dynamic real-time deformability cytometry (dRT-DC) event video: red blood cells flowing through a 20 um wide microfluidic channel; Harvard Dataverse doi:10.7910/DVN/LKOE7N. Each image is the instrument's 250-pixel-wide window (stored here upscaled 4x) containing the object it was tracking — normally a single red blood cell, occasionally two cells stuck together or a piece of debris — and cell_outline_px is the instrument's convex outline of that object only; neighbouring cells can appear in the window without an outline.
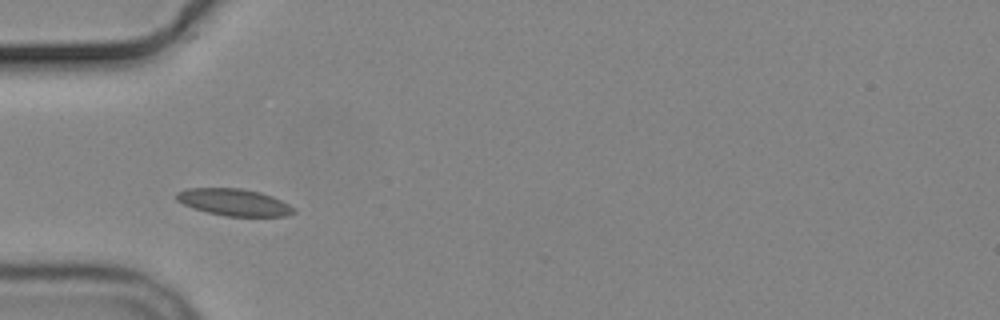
{"species": "common noctule bat (a hibernating species)", "species_latin": "Nyctalus noctula", "temperature_condition": "cold", "stored_images_in_passage": 3, "camera_frame_rate_fps": 3000, "um_per_image_px": 0.085, "animal": {"sex": "male", "body_mass_g": 19.2, "forearm_length_mm": 51.8}, "frame": {"image": 1, "passage_image": 2, "time_ms": 2.0, "image_size_px": [1000, 320], "cell_outline_px": [[296, 212], [288, 216], [224, 216], [208, 212], [184, 204], [176, 200], [176, 192], [188, 188], [240, 188], [260, 192], [272, 196], [296, 208]], "centroid_in_image_um": [19.92, 17.19], "position_along_channel_um": 65.1, "area_um2": 18.32}}
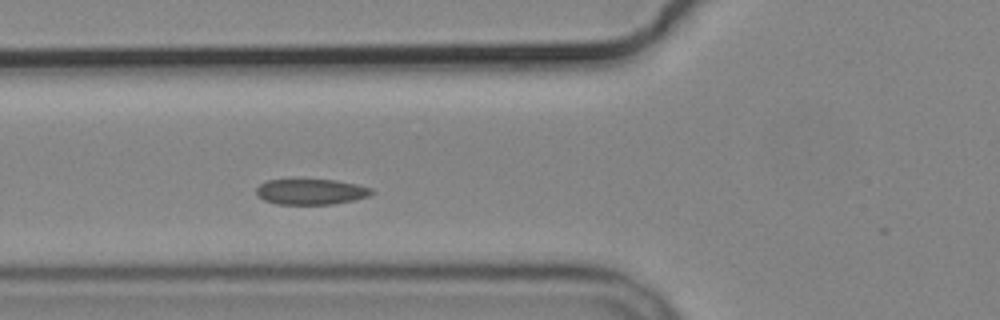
{"frame": {"image": 2, "passage_image": 3, "time_ms": 3.0, "image_size_px": [1000, 320], "cell_outline_px": [[376, 192], [368, 196], [352, 200], [332, 204], [276, 204], [264, 200], [256, 192], [256, 188], [260, 184], [268, 180], [336, 180], [356, 184], [372, 188]], "centroid_in_image_um": [26.45, 16.3], "position_along_channel_um": 99.3, "area_um2": 17.05}}